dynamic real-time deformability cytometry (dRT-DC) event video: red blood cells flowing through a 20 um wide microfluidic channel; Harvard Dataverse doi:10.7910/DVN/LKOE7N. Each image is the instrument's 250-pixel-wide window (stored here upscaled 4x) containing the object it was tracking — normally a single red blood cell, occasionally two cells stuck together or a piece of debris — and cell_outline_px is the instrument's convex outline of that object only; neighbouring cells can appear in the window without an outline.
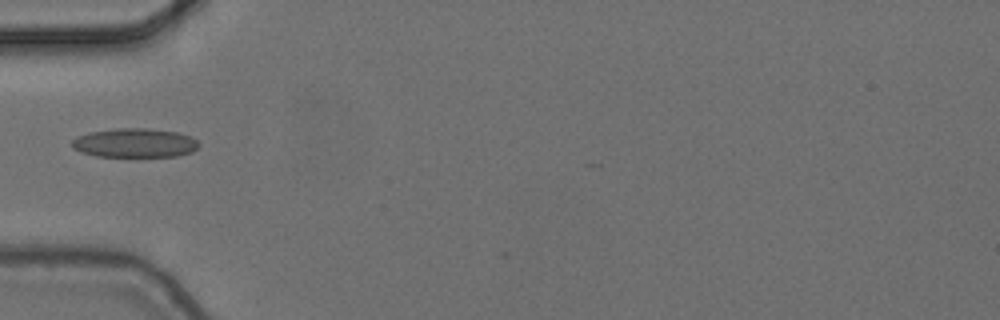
{"species": "common noctule bat (a hibernating species)", "species_latin": "Nyctalus noctula", "temperature_condition": "cold", "stored_images_in_passage": 2, "camera_frame_rate_fps": 3000, "um_per_image_px": 0.085, "animal": {"sex": "female", "body_mass_g": 24.6, "forearm_length_mm": 56.2}, "frame": {"image": 1, "passage_image": 2, "time_ms": 0.333, "image_size_px": [1000, 320], "cell_outline_px": [[200, 144], [192, 152], [176, 156], [96, 156], [80, 152], [72, 148], [72, 140], [76, 136], [88, 132], [116, 128], [144, 128], [176, 132], [192, 136]], "centroid_in_image_um": [11.42, 12.14], "position_along_channel_um": 73.6, "area_um2": 21.56}}